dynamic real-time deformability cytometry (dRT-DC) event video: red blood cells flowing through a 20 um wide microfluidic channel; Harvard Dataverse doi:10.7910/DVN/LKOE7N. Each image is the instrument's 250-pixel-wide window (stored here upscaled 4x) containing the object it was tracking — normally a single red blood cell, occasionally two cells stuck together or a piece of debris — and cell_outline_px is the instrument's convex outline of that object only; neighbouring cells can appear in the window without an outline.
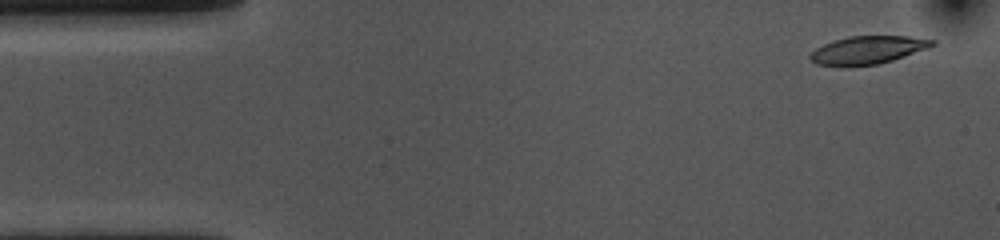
{"species": "common noctule bat (a hibernating species)", "species_latin": "Nyctalus noctula", "temperature_condition": "cold", "stored_images_in_passage": 54, "camera_frame_rate_fps": 3000, "um_per_image_px": 0.085, "animal": {"sex": "female", "body_mass_g": 10.0, "forearm_length_mm": 53.1}, "frame": {"image": 1, "passage_image": 2, "time_ms": 0.333, "image_size_px": [1000, 240], "cell_outline_px": [[936, 44], [928, 48], [880, 64], [816, 64], [808, 56], [816, 48], [824, 44], [848, 36], [908, 36], [936, 40]], "centroid_in_image_um": [73.82, 4.21], "position_along_channel_um": 11.2, "area_um2": 19.25}}
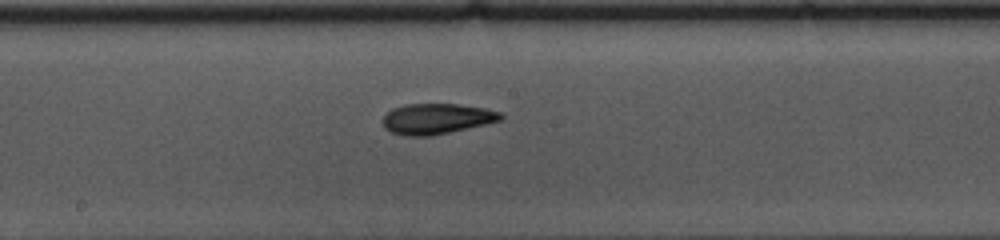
{"frame": {"image": 2, "passage_image": 27, "time_ms": 8.667, "image_size_px": [1000, 240], "cell_outline_px": [[504, 116], [500, 120], [484, 124], [432, 136], [408, 136], [392, 132], [384, 128], [384, 116], [392, 108], [404, 104], [456, 104], [484, 108], [500, 112]], "centroid_in_image_um": [37.09, 10.09], "position_along_channel_um": 211.1, "area_um2": 20.75}}
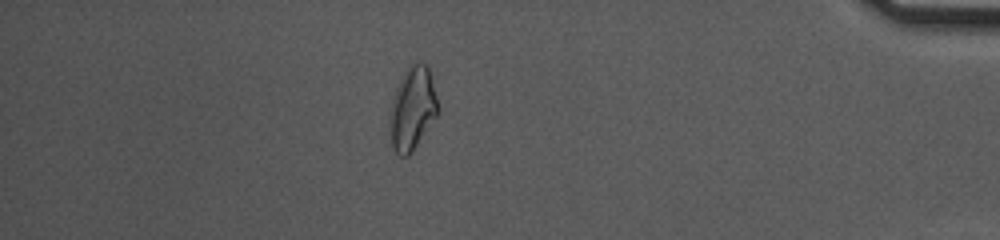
{"frame": {"image": 3, "passage_image": 47, "time_ms": 15.333, "image_size_px": [1000, 240], "cell_outline_px": [[440, 112], [412, 152], [408, 156], [400, 156], [396, 152], [392, 144], [388, 116], [392, 100], [396, 88], [408, 64], [412, 60], [420, 60], [428, 64], [440, 108]], "centroid_in_image_um": [35.08, 9.16], "position_along_channel_um": 400.1, "area_um2": 23.93}, "authors_computed_cell_mechanics": {"area_um2": 21.0392, "velocity_mm_per_s": 3.5376, "shape_relaxation_time_tau1_ms": 5.3757, "shape_relaxation_time_tau2_ms": 5.2554, "deformation_change_tau1": 0.1647, "deformation_change_tau2": 0.133}}